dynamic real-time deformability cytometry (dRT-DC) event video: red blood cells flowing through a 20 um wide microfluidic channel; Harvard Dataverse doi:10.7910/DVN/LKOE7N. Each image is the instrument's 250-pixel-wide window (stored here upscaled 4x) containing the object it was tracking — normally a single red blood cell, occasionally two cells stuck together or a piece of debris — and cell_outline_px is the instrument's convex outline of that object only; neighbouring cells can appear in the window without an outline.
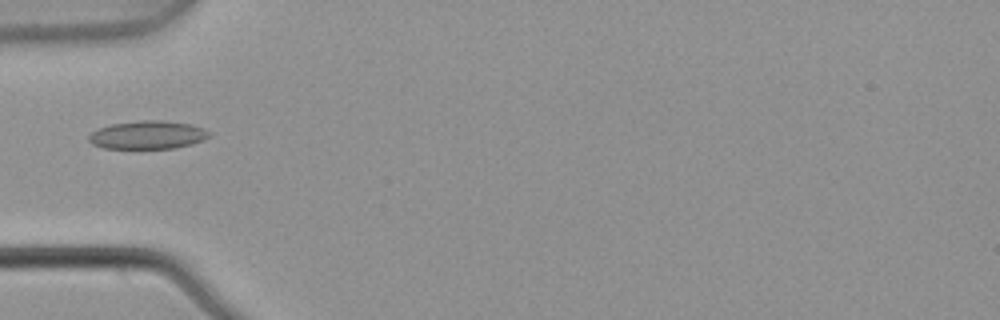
{"species": "common noctule bat (a hibernating species)", "species_latin": "Nyctalus noctula", "temperature_condition": "warm", "stored_images_in_passage": 2, "camera_frame_rate_fps": 3000, "um_per_image_px": 0.085, "animal": {"sex": "male", "body_mass_g": 21.5, "forearm_length_mm": 52.0}, "frame": {"image": 1, "passage_image": 1, "time_ms": 0.0, "image_size_px": [1000, 320], "cell_outline_px": [[212, 136], [192, 144], [176, 148], [104, 148], [92, 144], [88, 140], [88, 136], [96, 128], [112, 124], [140, 120], [164, 120], [192, 124], [204, 128], [212, 132]], "centroid_in_image_um": [12.59, 11.46], "position_along_channel_um": 72.4, "area_um2": 20.06}}
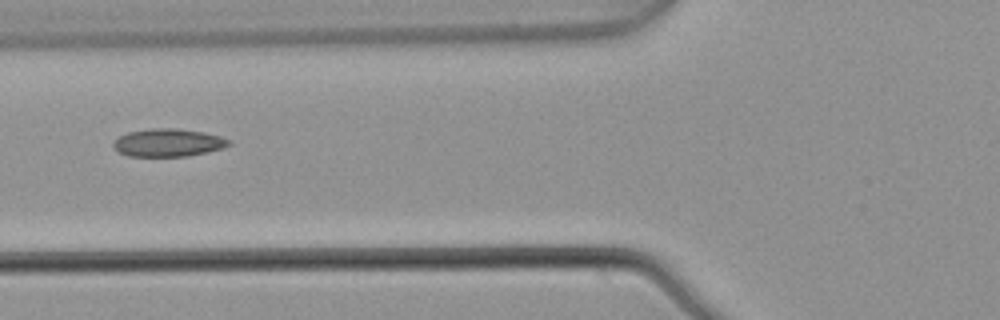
{"frame": {"image": 2, "passage_image": 2, "time_ms": 0.333, "image_size_px": [1000, 320], "cell_outline_px": [[232, 144], [224, 148], [208, 152], [188, 156], [128, 156], [112, 148], [112, 144], [120, 136], [128, 132], [152, 128], [176, 128], [204, 132], [220, 136], [232, 140]], "centroid_in_image_um": [14.34, 12.13], "position_along_channel_um": 111.5, "area_um2": 18.9}}